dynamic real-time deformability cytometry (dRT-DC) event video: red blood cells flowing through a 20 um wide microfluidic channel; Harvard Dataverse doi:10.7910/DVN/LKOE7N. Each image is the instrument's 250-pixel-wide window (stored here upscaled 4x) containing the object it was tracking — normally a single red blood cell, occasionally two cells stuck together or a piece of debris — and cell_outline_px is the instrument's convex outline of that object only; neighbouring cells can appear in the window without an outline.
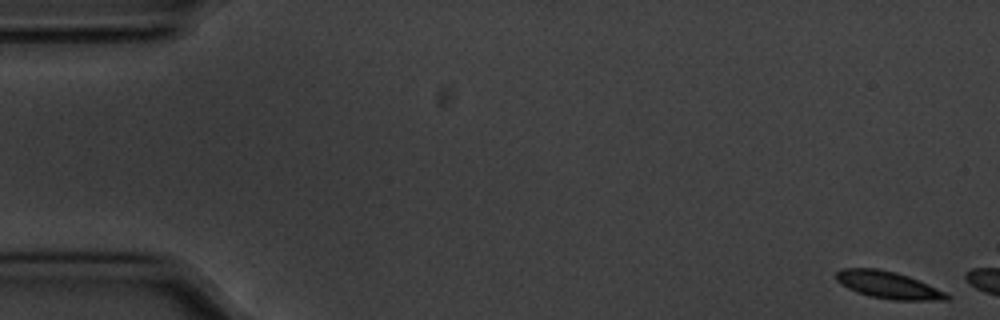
{"species": "common noctule bat (a hibernating species)", "species_latin": "Nyctalus noctula", "temperature_condition": "cold", "stored_images_in_passage": 13, "camera_frame_rate_fps": 3000, "um_per_image_px": 0.085, "animal": {"sex": "male", "body_mass_g": 20.1, "forearm_length_mm": 53.5}, "frame": {"image": 1, "passage_image": 1, "time_ms": 0.0, "image_size_px": [1000, 320], "cell_outline_px": [[948, 300], [892, 300], [868, 296], [856, 292], [840, 284], [836, 280], [836, 272], [840, 268], [880, 268], [896, 272], [908, 276], [936, 288], [944, 292], [948, 296]], "centroid_in_image_um": [75.42, 24.21], "position_along_channel_um": 9.6, "area_um2": 17.46}}